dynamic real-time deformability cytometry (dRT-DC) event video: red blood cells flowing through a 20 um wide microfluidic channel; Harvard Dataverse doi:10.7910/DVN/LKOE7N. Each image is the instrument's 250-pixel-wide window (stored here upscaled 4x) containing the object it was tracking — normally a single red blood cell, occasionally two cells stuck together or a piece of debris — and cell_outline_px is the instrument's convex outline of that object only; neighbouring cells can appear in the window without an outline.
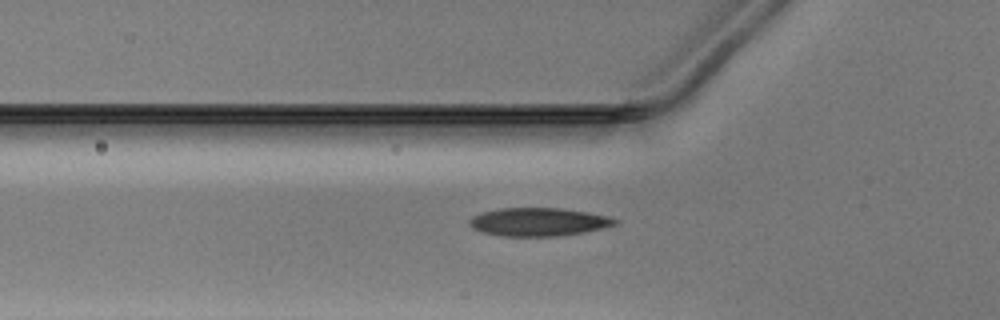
{"species": "Egyptian fruit bat (a non-hibernating species)", "species_latin": "Rousettus aegyptiacus", "temperature_condition": "warm", "stored_images_in_passage": 35, "camera_frame_rate_fps": 3000, "um_per_image_px": 0.085, "animal": {"sex": "male"}, "frame": {"image": 1, "passage_image": 2, "time_ms": 0.333, "image_size_px": [1000, 320], "cell_outline_px": [[620, 220], [616, 224], [604, 228], [584, 232], [556, 236], [500, 236], [484, 232], [472, 228], [468, 224], [468, 220], [472, 216], [480, 212], [500, 208], [560, 208], [588, 212], [608, 216]], "centroid_in_image_um": [45.76, 18.86], "position_along_channel_um": 80.0, "area_um2": 24.1}}
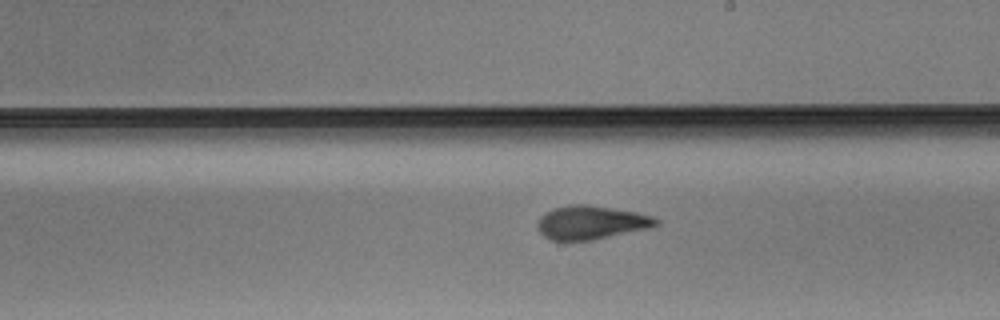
{"frame": {"image": 2, "passage_image": 14, "time_ms": 4.333, "image_size_px": [1000, 320], "cell_outline_px": [[660, 224], [648, 228], [592, 240], [552, 240], [544, 236], [540, 232], [536, 224], [540, 216], [556, 208], [568, 204], [588, 204], [636, 212], [652, 216], [660, 220]], "centroid_in_image_um": [50.25, 18.9], "position_along_channel_um": 238.7, "area_um2": 23.06}}
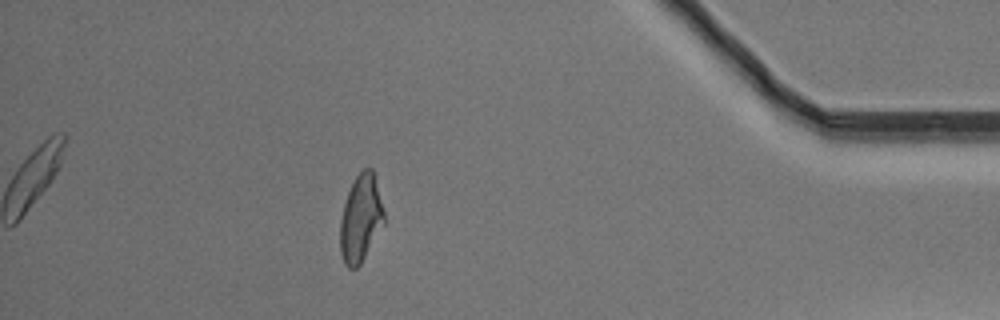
{"frame": {"image": 3, "passage_image": 30, "time_ms": 9.667, "image_size_px": [1000, 320], "cell_outline_px": [[384, 224], [360, 264], [356, 268], [348, 268], [344, 264], [340, 252], [340, 220], [344, 204], [348, 192], [356, 176], [364, 168], [372, 168], [384, 212]], "centroid_in_image_um": [30.64, 18.6], "position_along_channel_um": 404.6, "area_um2": 22.02}}